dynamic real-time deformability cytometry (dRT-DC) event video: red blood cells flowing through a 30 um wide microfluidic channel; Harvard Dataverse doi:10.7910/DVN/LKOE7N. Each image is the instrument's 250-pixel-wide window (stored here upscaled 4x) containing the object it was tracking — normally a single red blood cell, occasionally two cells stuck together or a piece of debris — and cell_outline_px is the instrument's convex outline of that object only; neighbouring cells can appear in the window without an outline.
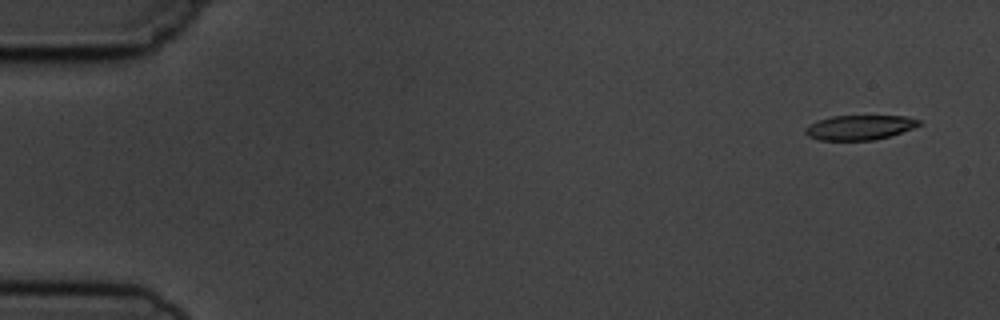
{"species": "common noctule bat (a hibernating species)", "species_latin": "Nyctalus noctula", "temperature_condition": "cold", "stored_images_in_passage": 3, "camera_frame_rate_fps": 3000, "um_per_image_px": 0.085, "animal": {"sex": "male", "body_mass_g": 19.5, "forearm_length_mm": 54.6}, "frame": {"image": 1, "passage_image": 1, "time_ms": 0.0, "image_size_px": [1000, 320], "cell_outline_px": [[924, 124], [876, 140], [820, 140], [808, 136], [804, 132], [816, 120], [832, 116], [904, 116], [920, 120]], "centroid_in_image_um": [73.09, 10.83], "position_along_channel_um": 11.9, "area_um2": 16.18}}